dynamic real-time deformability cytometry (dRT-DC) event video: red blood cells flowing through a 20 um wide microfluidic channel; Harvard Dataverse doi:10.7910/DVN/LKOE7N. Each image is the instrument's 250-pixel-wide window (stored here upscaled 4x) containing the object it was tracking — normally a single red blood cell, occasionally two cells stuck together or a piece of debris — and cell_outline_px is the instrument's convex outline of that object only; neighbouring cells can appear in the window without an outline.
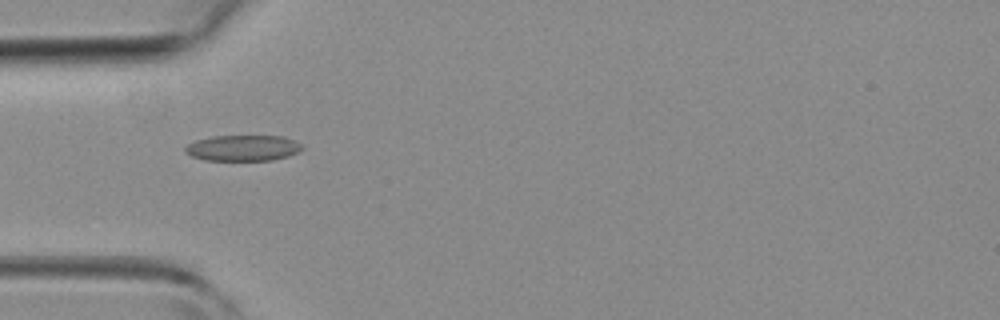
{"species": "common noctule bat (a hibernating species)", "species_latin": "Nyctalus noctula", "temperature_condition": "room temperature", "stored_images_in_passage": 3, "camera_frame_rate_fps": 3000, "um_per_image_px": 0.085, "animal": {"sex": "female", "body_mass_g": 19.3, "forearm_length_mm": 54.1}, "frame": {"image": 1, "passage_image": 2, "time_ms": 1.0, "image_size_px": [1000, 320], "cell_outline_px": [[304, 148], [288, 156], [272, 160], [204, 160], [192, 156], [184, 152], [184, 148], [188, 144], [196, 140], [212, 136], [284, 136], [300, 144]], "centroid_in_image_um": [20.62, 12.58], "position_along_channel_um": 64.4, "area_um2": 17.51}}
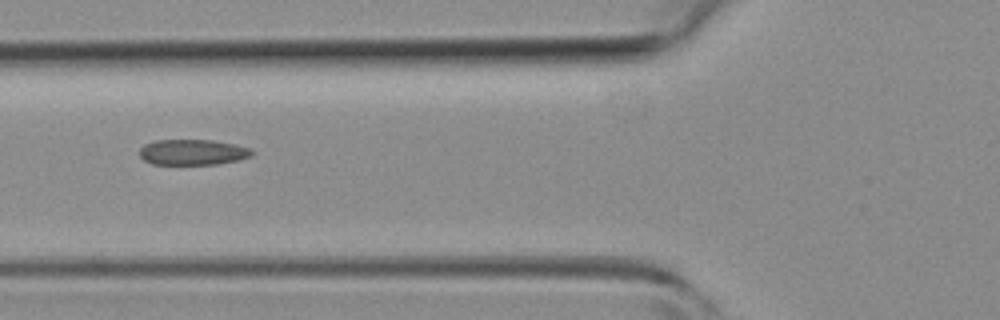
{"frame": {"image": 2, "passage_image": 3, "time_ms": 2.0, "image_size_px": [1000, 320], "cell_outline_px": [[252, 156], [236, 160], [216, 164], [152, 164], [144, 160], [140, 156], [140, 148], [144, 144], [156, 140], [212, 140], [232, 144], [248, 148], [252, 152]], "centroid_in_image_um": [16.32, 12.93], "position_along_channel_um": 109.5, "area_um2": 16.53}}